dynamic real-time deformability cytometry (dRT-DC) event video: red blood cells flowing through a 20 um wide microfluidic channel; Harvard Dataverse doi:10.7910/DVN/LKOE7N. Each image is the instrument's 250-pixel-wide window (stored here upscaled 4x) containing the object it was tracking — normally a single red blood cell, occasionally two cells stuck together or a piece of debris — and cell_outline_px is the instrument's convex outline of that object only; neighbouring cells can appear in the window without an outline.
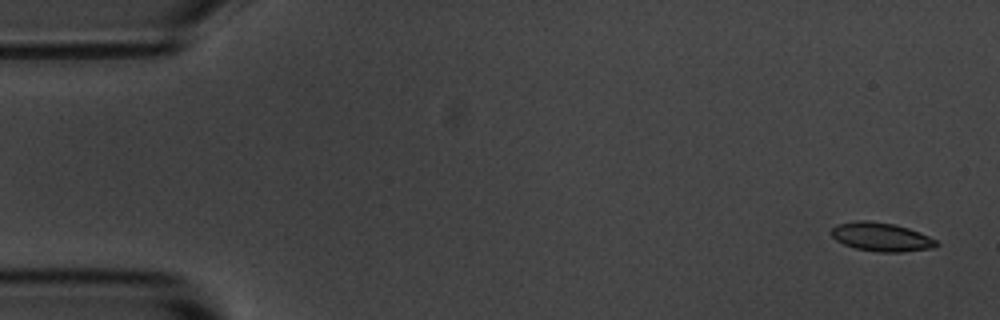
{"species": "common noctule bat (a hibernating species)", "species_latin": "Nyctalus noctula", "temperature_condition": "room temperature", "stored_images_in_passage": 6, "camera_frame_rate_fps": 3000, "um_per_image_px": 0.085, "animal": {"sex": "male", "body_mass_g": 20.1, "forearm_length_mm": 53.5}, "frame": {"image": 1, "passage_image": 1, "time_ms": 0.0, "image_size_px": [1000, 320], "cell_outline_px": [[940, 244], [932, 248], [904, 252], [880, 252], [856, 248], [844, 244], [836, 240], [832, 236], [832, 228], [836, 224], [856, 220], [864, 220], [892, 224], [908, 228], [920, 232], [936, 240]], "centroid_in_image_um": [74.91, 20.14], "position_along_channel_um": 10.1, "area_um2": 17.46}}
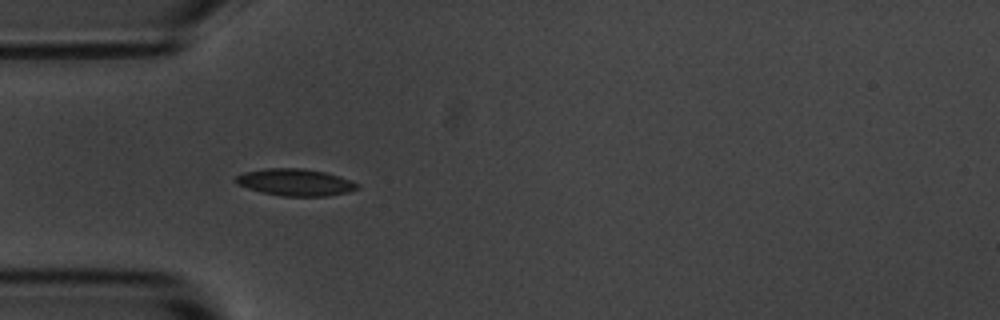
{"frame": {"image": 2, "passage_image": 5, "time_ms": 4.667, "image_size_px": [1000, 320], "cell_outline_px": [[360, 188], [348, 192], [328, 196], [280, 196], [260, 192], [236, 184], [236, 176], [244, 172], [264, 168], [304, 168], [324, 172], [340, 176], [360, 184]], "centroid_in_image_um": [25.11, 15.5], "position_along_channel_um": 59.9, "area_um2": 19.25}}